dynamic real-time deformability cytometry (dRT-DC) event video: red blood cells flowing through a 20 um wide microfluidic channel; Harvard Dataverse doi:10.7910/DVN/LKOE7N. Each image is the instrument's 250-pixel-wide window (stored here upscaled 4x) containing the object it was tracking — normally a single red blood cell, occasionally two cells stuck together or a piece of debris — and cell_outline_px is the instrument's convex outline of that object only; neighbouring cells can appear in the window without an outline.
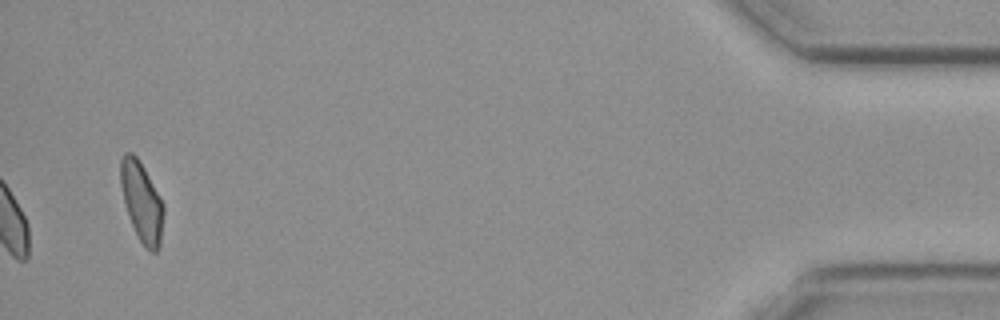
{"species": "common noctule bat (a hibernating species)", "species_latin": "Nyctalus noctula", "temperature_condition": "cold", "stored_images_in_passage": 41, "camera_frame_rate_fps": 3000, "um_per_image_px": 0.085, "animal": {"sex": "female", "body_mass_g": 19.3, "forearm_length_mm": 54.1}, "frame": {"image": 1, "passage_image": 41, "time_ms": 13.333, "image_size_px": [1000, 320], "cell_outline_px": [[164, 212], [160, 248], [156, 252], [152, 252], [144, 248], [128, 216], [124, 204], [120, 184], [120, 160], [124, 152], [132, 152], [136, 156], [144, 168], [164, 204]], "centroid_in_image_um": [12.04, 17.17], "position_along_channel_um": 423.2, "area_um2": 20.11}, "authors_computed_cell_mechanics": {"area_um2": 17.8024, "velocity_mm_per_s": 3.7682, "shape_relaxation_time_tau1_ms": null, "shape_relaxation_time_tau2_ms": 2.3637, "deformation_change_tau1": null, "deformation_change_tau2": 0.0404}}